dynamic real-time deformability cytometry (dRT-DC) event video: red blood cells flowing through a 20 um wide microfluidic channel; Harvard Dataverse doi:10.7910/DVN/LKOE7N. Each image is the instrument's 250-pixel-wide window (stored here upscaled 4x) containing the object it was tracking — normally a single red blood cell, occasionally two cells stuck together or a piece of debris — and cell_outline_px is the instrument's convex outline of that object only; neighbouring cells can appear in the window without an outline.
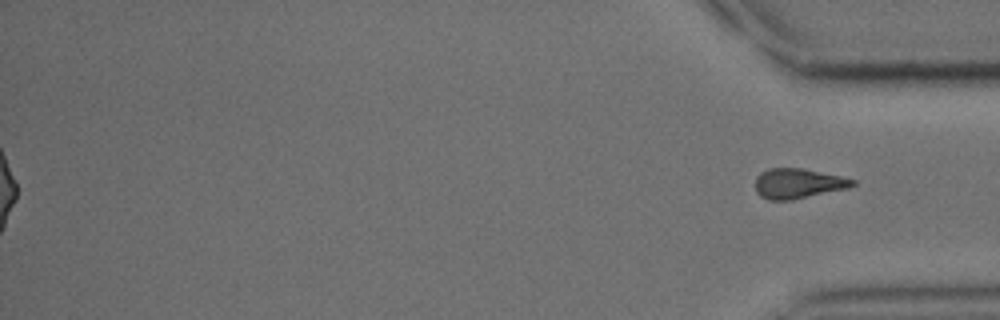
{"species": "common noctule bat (a hibernating species)", "species_latin": "Nyctalus noctula", "temperature_condition": "cold", "stored_images_in_passage": 40, "segment_of_instrument_passage": [2, 2], "camera_frame_rate_fps": 3000, "um_per_image_px": 0.085, "animal": {"sex": "male", "body_mass_g": 15.6}, "frame": {"image": 1, "passage_image": 40, "time_ms": 13.0, "image_size_px": [1000, 320], "cell_outline_px": [[856, 184], [848, 188], [792, 200], [768, 200], [760, 196], [756, 192], [756, 176], [760, 172], [768, 168], [804, 168], [840, 176], [856, 180]], "centroid_in_image_um": [67.82, 15.59], "position_along_channel_um": 367.4, "area_um2": 17.11}}